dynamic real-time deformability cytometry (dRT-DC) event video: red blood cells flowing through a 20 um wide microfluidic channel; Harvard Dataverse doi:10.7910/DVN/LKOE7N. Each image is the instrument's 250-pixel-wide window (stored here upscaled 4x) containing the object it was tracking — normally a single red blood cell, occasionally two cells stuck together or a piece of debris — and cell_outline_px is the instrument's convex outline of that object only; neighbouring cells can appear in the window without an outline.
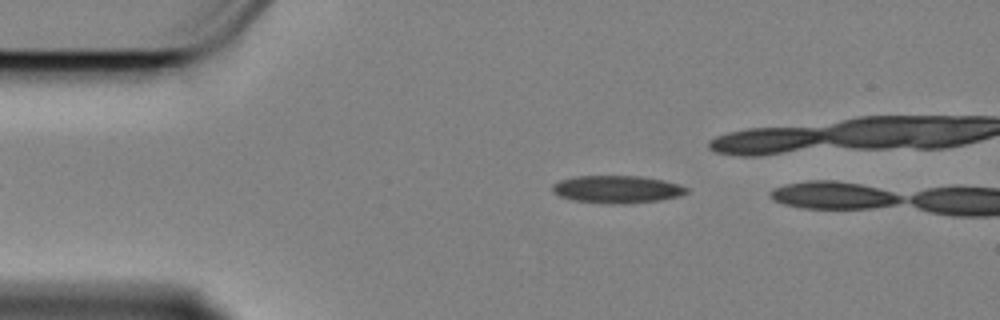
{"species": "Egyptian fruit bat (a non-hibernating species)", "species_latin": "Rousettus aegyptiacus", "temperature_condition": "cold", "stored_images_in_passage": 4, "camera_frame_rate_fps": 3000, "um_per_image_px": 0.085, "animal": {"sex": "female"}, "frame": {"image": 1, "passage_image": 3, "time_ms": 0.667, "image_size_px": [1000, 320], "cell_outline_px": [[688, 192], [680, 196], [660, 200], [612, 204], [572, 200], [560, 196], [552, 192], [552, 184], [560, 180], [576, 176], [640, 176], [664, 180], [680, 184], [688, 188]], "centroid_in_image_um": [52.45, 16.08], "position_along_channel_um": 32.6, "area_um2": 21.5}}